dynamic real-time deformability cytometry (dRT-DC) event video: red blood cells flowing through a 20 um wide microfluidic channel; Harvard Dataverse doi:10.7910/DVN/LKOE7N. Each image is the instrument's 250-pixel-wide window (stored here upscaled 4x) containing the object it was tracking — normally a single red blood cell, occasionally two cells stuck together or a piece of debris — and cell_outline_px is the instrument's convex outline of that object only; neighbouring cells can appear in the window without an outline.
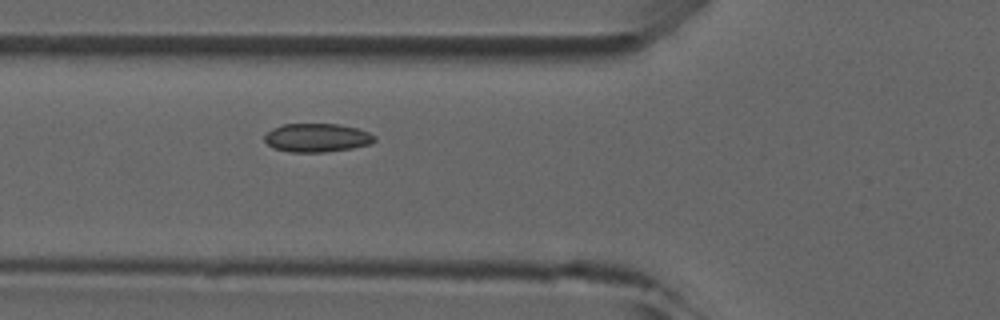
{"species": "common noctule bat (a hibernating species)", "species_latin": "Nyctalus noctula", "temperature_condition": "room temperature", "stored_images_in_passage": 3, "camera_frame_rate_fps": 3000, "um_per_image_px": 0.085, "animal": {"sex": "male", "forearm_length_mm": 52.5}, "frame": {"image": 1, "passage_image": 3, "time_ms": 3.0, "image_size_px": [1000, 320], "cell_outline_px": [[376, 140], [368, 144], [352, 148], [324, 152], [292, 152], [272, 148], [264, 140], [264, 136], [272, 128], [284, 124], [340, 124], [356, 128], [368, 132], [376, 136]], "centroid_in_image_um": [26.93, 11.7], "position_along_channel_um": 98.9, "area_um2": 18.26}}